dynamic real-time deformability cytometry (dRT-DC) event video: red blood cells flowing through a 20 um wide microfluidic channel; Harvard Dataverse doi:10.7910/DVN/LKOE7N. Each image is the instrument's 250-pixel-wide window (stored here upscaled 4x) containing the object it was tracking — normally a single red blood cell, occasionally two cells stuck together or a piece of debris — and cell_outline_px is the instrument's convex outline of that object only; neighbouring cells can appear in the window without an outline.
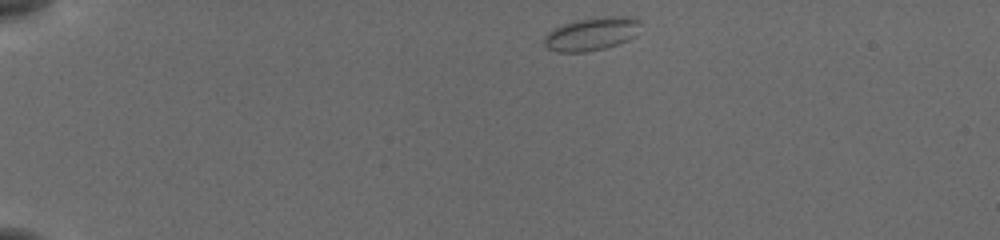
{"species": "common noctule bat (a hibernating species)", "species_latin": "Nyctalus noctula", "temperature_condition": "cold", "stored_images_in_passage": 44, "camera_frame_rate_fps": 3000, "um_per_image_px": 0.085, "animal": {"sex": "female", "body_mass_g": 19.5, "forearm_length_mm": 54.1}, "frame": {"image": 1, "passage_image": 1, "time_ms": 0.0, "image_size_px": [1000, 240], "cell_outline_px": [[640, 24], [636, 36], [620, 44], [604, 48], [584, 52], [556, 52], [548, 48], [544, 44], [544, 36], [552, 28], [576, 20], [604, 16], [632, 16], [640, 20]], "centroid_in_image_um": [50.3, 2.87], "position_along_channel_um": 34.7, "area_um2": 18.84}}
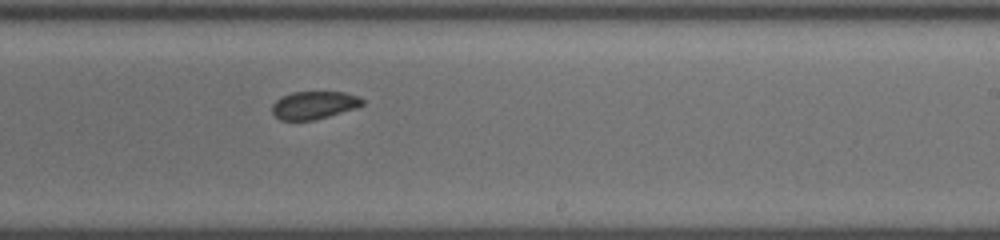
{"frame": {"image": 2, "passage_image": 25, "time_ms": 8.0, "image_size_px": [1000, 240], "cell_outline_px": [[364, 104], [356, 108], [328, 116], [312, 120], [280, 120], [272, 112], [272, 104], [280, 96], [292, 92], [344, 92], [356, 96], [364, 100]], "centroid_in_image_um": [26.66, 8.93], "position_along_channel_um": 262.3, "area_um2": 14.57}}
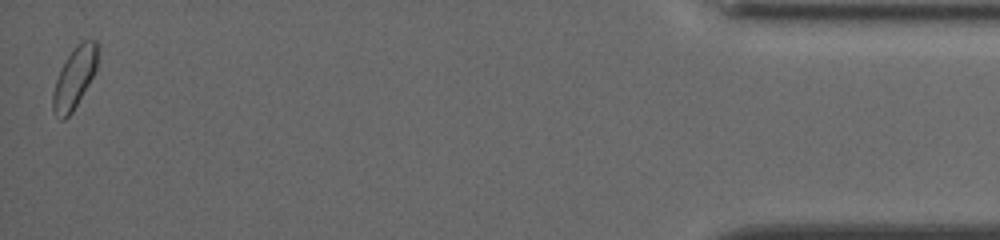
{"frame": {"image": 3, "passage_image": 44, "time_ms": 14.333, "image_size_px": [1000, 240], "cell_outline_px": [[100, 48], [96, 68], [88, 84], [72, 112], [64, 120], [60, 120], [52, 112], [52, 96], [56, 80], [60, 68], [76, 44], [84, 40], [96, 40], [100, 44]], "centroid_in_image_um": [6.33, 6.58], "position_along_channel_um": 428.9, "area_um2": 16.01}, "authors_computed_cell_mechanics": {"area_um2": 15.4326, "velocity_mm_per_s": 3.7962, "shape_relaxation_time_tau1_ms": null, "shape_relaxation_time_tau2_ms": 1.9217, "deformation_change_tau1": null, "deformation_change_tau2": 0.0644}}